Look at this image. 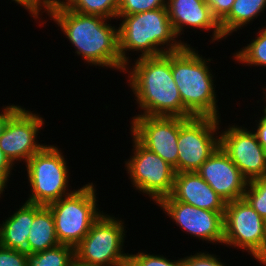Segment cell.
Segmentation results:
<instances>
[{
    "label": "cell",
    "instance_id": "26",
    "mask_svg": "<svg viewBox=\"0 0 266 266\" xmlns=\"http://www.w3.org/2000/svg\"><path fill=\"white\" fill-rule=\"evenodd\" d=\"M163 7H166V0H120L116 22L124 15H133Z\"/></svg>",
    "mask_w": 266,
    "mask_h": 266
},
{
    "label": "cell",
    "instance_id": "8",
    "mask_svg": "<svg viewBox=\"0 0 266 266\" xmlns=\"http://www.w3.org/2000/svg\"><path fill=\"white\" fill-rule=\"evenodd\" d=\"M223 223V246L242 249L265 266L266 220L242 198L226 203Z\"/></svg>",
    "mask_w": 266,
    "mask_h": 266
},
{
    "label": "cell",
    "instance_id": "31",
    "mask_svg": "<svg viewBox=\"0 0 266 266\" xmlns=\"http://www.w3.org/2000/svg\"><path fill=\"white\" fill-rule=\"evenodd\" d=\"M263 97H262V102L264 101V108L262 109V114L261 112L259 113L261 117H259L257 120H255L254 123H256L255 128H252L253 131L255 132L258 142L265 148L266 150V92H262ZM265 96V97H264ZM264 99V100H263ZM255 129V130H254Z\"/></svg>",
    "mask_w": 266,
    "mask_h": 266
},
{
    "label": "cell",
    "instance_id": "28",
    "mask_svg": "<svg viewBox=\"0 0 266 266\" xmlns=\"http://www.w3.org/2000/svg\"><path fill=\"white\" fill-rule=\"evenodd\" d=\"M218 255L207 251H198L194 255L183 257V266H227L217 258Z\"/></svg>",
    "mask_w": 266,
    "mask_h": 266
},
{
    "label": "cell",
    "instance_id": "17",
    "mask_svg": "<svg viewBox=\"0 0 266 266\" xmlns=\"http://www.w3.org/2000/svg\"><path fill=\"white\" fill-rule=\"evenodd\" d=\"M170 196L197 208L225 211L226 202L197 172L176 173Z\"/></svg>",
    "mask_w": 266,
    "mask_h": 266
},
{
    "label": "cell",
    "instance_id": "32",
    "mask_svg": "<svg viewBox=\"0 0 266 266\" xmlns=\"http://www.w3.org/2000/svg\"><path fill=\"white\" fill-rule=\"evenodd\" d=\"M0 109V136L3 133L9 119L22 107L21 105L7 104Z\"/></svg>",
    "mask_w": 266,
    "mask_h": 266
},
{
    "label": "cell",
    "instance_id": "25",
    "mask_svg": "<svg viewBox=\"0 0 266 266\" xmlns=\"http://www.w3.org/2000/svg\"><path fill=\"white\" fill-rule=\"evenodd\" d=\"M127 266H183V258L171 260L163 254H147L139 250L136 254L129 253Z\"/></svg>",
    "mask_w": 266,
    "mask_h": 266
},
{
    "label": "cell",
    "instance_id": "29",
    "mask_svg": "<svg viewBox=\"0 0 266 266\" xmlns=\"http://www.w3.org/2000/svg\"><path fill=\"white\" fill-rule=\"evenodd\" d=\"M0 266H28V254L0 245Z\"/></svg>",
    "mask_w": 266,
    "mask_h": 266
},
{
    "label": "cell",
    "instance_id": "10",
    "mask_svg": "<svg viewBox=\"0 0 266 266\" xmlns=\"http://www.w3.org/2000/svg\"><path fill=\"white\" fill-rule=\"evenodd\" d=\"M221 122L213 117H190L180 126L177 173L196 172L213 154L220 144Z\"/></svg>",
    "mask_w": 266,
    "mask_h": 266
},
{
    "label": "cell",
    "instance_id": "24",
    "mask_svg": "<svg viewBox=\"0 0 266 266\" xmlns=\"http://www.w3.org/2000/svg\"><path fill=\"white\" fill-rule=\"evenodd\" d=\"M243 198L266 220V176L248 182Z\"/></svg>",
    "mask_w": 266,
    "mask_h": 266
},
{
    "label": "cell",
    "instance_id": "35",
    "mask_svg": "<svg viewBox=\"0 0 266 266\" xmlns=\"http://www.w3.org/2000/svg\"><path fill=\"white\" fill-rule=\"evenodd\" d=\"M69 266H92V265L85 264L83 262H80L77 258H74Z\"/></svg>",
    "mask_w": 266,
    "mask_h": 266
},
{
    "label": "cell",
    "instance_id": "11",
    "mask_svg": "<svg viewBox=\"0 0 266 266\" xmlns=\"http://www.w3.org/2000/svg\"><path fill=\"white\" fill-rule=\"evenodd\" d=\"M188 118L167 116H133L130 135L141 145L160 156L177 173L180 126Z\"/></svg>",
    "mask_w": 266,
    "mask_h": 266
},
{
    "label": "cell",
    "instance_id": "12",
    "mask_svg": "<svg viewBox=\"0 0 266 266\" xmlns=\"http://www.w3.org/2000/svg\"><path fill=\"white\" fill-rule=\"evenodd\" d=\"M44 125L42 115L23 106L9 119L0 136V148L15 166L22 161L26 164L46 145L38 140Z\"/></svg>",
    "mask_w": 266,
    "mask_h": 266
},
{
    "label": "cell",
    "instance_id": "22",
    "mask_svg": "<svg viewBox=\"0 0 266 266\" xmlns=\"http://www.w3.org/2000/svg\"><path fill=\"white\" fill-rule=\"evenodd\" d=\"M68 9L86 15L117 19L120 0H60Z\"/></svg>",
    "mask_w": 266,
    "mask_h": 266
},
{
    "label": "cell",
    "instance_id": "6",
    "mask_svg": "<svg viewBox=\"0 0 266 266\" xmlns=\"http://www.w3.org/2000/svg\"><path fill=\"white\" fill-rule=\"evenodd\" d=\"M96 191V184L88 182L72 194L47 205L52 212L60 244L75 248L103 213L98 207Z\"/></svg>",
    "mask_w": 266,
    "mask_h": 266
},
{
    "label": "cell",
    "instance_id": "33",
    "mask_svg": "<svg viewBox=\"0 0 266 266\" xmlns=\"http://www.w3.org/2000/svg\"><path fill=\"white\" fill-rule=\"evenodd\" d=\"M16 167L9 159L8 157L4 154L2 149L0 148V173L8 180L10 181L9 178H11L13 175L12 170L16 169Z\"/></svg>",
    "mask_w": 266,
    "mask_h": 266
},
{
    "label": "cell",
    "instance_id": "13",
    "mask_svg": "<svg viewBox=\"0 0 266 266\" xmlns=\"http://www.w3.org/2000/svg\"><path fill=\"white\" fill-rule=\"evenodd\" d=\"M244 126L229 123L220 132L219 146L250 182L266 176V150L258 142L253 129Z\"/></svg>",
    "mask_w": 266,
    "mask_h": 266
},
{
    "label": "cell",
    "instance_id": "7",
    "mask_svg": "<svg viewBox=\"0 0 266 266\" xmlns=\"http://www.w3.org/2000/svg\"><path fill=\"white\" fill-rule=\"evenodd\" d=\"M125 225L123 219L103 212L75 247V258L92 266H127Z\"/></svg>",
    "mask_w": 266,
    "mask_h": 266
},
{
    "label": "cell",
    "instance_id": "19",
    "mask_svg": "<svg viewBox=\"0 0 266 266\" xmlns=\"http://www.w3.org/2000/svg\"><path fill=\"white\" fill-rule=\"evenodd\" d=\"M59 244L54 219L49 207L34 204V218L28 237L27 254L32 255L45 251Z\"/></svg>",
    "mask_w": 266,
    "mask_h": 266
},
{
    "label": "cell",
    "instance_id": "9",
    "mask_svg": "<svg viewBox=\"0 0 266 266\" xmlns=\"http://www.w3.org/2000/svg\"><path fill=\"white\" fill-rule=\"evenodd\" d=\"M132 154L125 159V170L138 193L148 196L154 205L170 196L173 190L175 170L160 156L141 145L132 135Z\"/></svg>",
    "mask_w": 266,
    "mask_h": 266
},
{
    "label": "cell",
    "instance_id": "27",
    "mask_svg": "<svg viewBox=\"0 0 266 266\" xmlns=\"http://www.w3.org/2000/svg\"><path fill=\"white\" fill-rule=\"evenodd\" d=\"M17 5L20 4L26 11L30 14L32 19H35V21L39 20L38 23L39 27L46 25L48 20H44V17L41 16L45 13V15L48 12V9L50 8L53 0H12ZM43 13V14H42ZM41 20V21H40ZM44 20V21H43Z\"/></svg>",
    "mask_w": 266,
    "mask_h": 266
},
{
    "label": "cell",
    "instance_id": "3",
    "mask_svg": "<svg viewBox=\"0 0 266 266\" xmlns=\"http://www.w3.org/2000/svg\"><path fill=\"white\" fill-rule=\"evenodd\" d=\"M200 55L191 45L171 52V71L184 105V118L221 119L214 84L217 79L209 67L213 58Z\"/></svg>",
    "mask_w": 266,
    "mask_h": 266
},
{
    "label": "cell",
    "instance_id": "15",
    "mask_svg": "<svg viewBox=\"0 0 266 266\" xmlns=\"http://www.w3.org/2000/svg\"><path fill=\"white\" fill-rule=\"evenodd\" d=\"M196 172L226 203L244 197L248 181L220 146Z\"/></svg>",
    "mask_w": 266,
    "mask_h": 266
},
{
    "label": "cell",
    "instance_id": "14",
    "mask_svg": "<svg viewBox=\"0 0 266 266\" xmlns=\"http://www.w3.org/2000/svg\"><path fill=\"white\" fill-rule=\"evenodd\" d=\"M172 222L190 237L200 241L223 245L225 211H210L176 201L171 196L163 198L158 204Z\"/></svg>",
    "mask_w": 266,
    "mask_h": 266
},
{
    "label": "cell",
    "instance_id": "21",
    "mask_svg": "<svg viewBox=\"0 0 266 266\" xmlns=\"http://www.w3.org/2000/svg\"><path fill=\"white\" fill-rule=\"evenodd\" d=\"M264 26L255 32L256 36H253L249 44L232 53L234 61L239 65L266 67V25Z\"/></svg>",
    "mask_w": 266,
    "mask_h": 266
},
{
    "label": "cell",
    "instance_id": "30",
    "mask_svg": "<svg viewBox=\"0 0 266 266\" xmlns=\"http://www.w3.org/2000/svg\"><path fill=\"white\" fill-rule=\"evenodd\" d=\"M235 0H205L213 17L220 23L231 11Z\"/></svg>",
    "mask_w": 266,
    "mask_h": 266
},
{
    "label": "cell",
    "instance_id": "16",
    "mask_svg": "<svg viewBox=\"0 0 266 266\" xmlns=\"http://www.w3.org/2000/svg\"><path fill=\"white\" fill-rule=\"evenodd\" d=\"M166 8L177 37L185 45L191 44L187 41L185 43L181 35H185V29H190V27L195 32H197L196 28L200 31H212L210 43L225 39L218 21L213 17L205 0H166Z\"/></svg>",
    "mask_w": 266,
    "mask_h": 266
},
{
    "label": "cell",
    "instance_id": "23",
    "mask_svg": "<svg viewBox=\"0 0 266 266\" xmlns=\"http://www.w3.org/2000/svg\"><path fill=\"white\" fill-rule=\"evenodd\" d=\"M74 258V247L59 244L45 251L28 255V266H69Z\"/></svg>",
    "mask_w": 266,
    "mask_h": 266
},
{
    "label": "cell",
    "instance_id": "2",
    "mask_svg": "<svg viewBox=\"0 0 266 266\" xmlns=\"http://www.w3.org/2000/svg\"><path fill=\"white\" fill-rule=\"evenodd\" d=\"M133 60L124 74L140 109L135 116L184 118V105L171 71V52Z\"/></svg>",
    "mask_w": 266,
    "mask_h": 266
},
{
    "label": "cell",
    "instance_id": "4",
    "mask_svg": "<svg viewBox=\"0 0 266 266\" xmlns=\"http://www.w3.org/2000/svg\"><path fill=\"white\" fill-rule=\"evenodd\" d=\"M119 20V54L123 73L125 67L132 63L131 56H128L130 51L138 54L136 58H142L178 51L185 46L178 40L166 7L124 15Z\"/></svg>",
    "mask_w": 266,
    "mask_h": 266
},
{
    "label": "cell",
    "instance_id": "18",
    "mask_svg": "<svg viewBox=\"0 0 266 266\" xmlns=\"http://www.w3.org/2000/svg\"><path fill=\"white\" fill-rule=\"evenodd\" d=\"M7 219L0 224V245L27 253L28 237L34 218V204L21 203Z\"/></svg>",
    "mask_w": 266,
    "mask_h": 266
},
{
    "label": "cell",
    "instance_id": "5",
    "mask_svg": "<svg viewBox=\"0 0 266 266\" xmlns=\"http://www.w3.org/2000/svg\"><path fill=\"white\" fill-rule=\"evenodd\" d=\"M63 153L59 146L46 144L26 162V180L30 193L25 202L47 206L76 190L69 189L71 173L65 158L67 156Z\"/></svg>",
    "mask_w": 266,
    "mask_h": 266
},
{
    "label": "cell",
    "instance_id": "34",
    "mask_svg": "<svg viewBox=\"0 0 266 266\" xmlns=\"http://www.w3.org/2000/svg\"><path fill=\"white\" fill-rule=\"evenodd\" d=\"M9 181L0 173V198L2 199L3 193H5L4 189H7Z\"/></svg>",
    "mask_w": 266,
    "mask_h": 266
},
{
    "label": "cell",
    "instance_id": "20",
    "mask_svg": "<svg viewBox=\"0 0 266 266\" xmlns=\"http://www.w3.org/2000/svg\"><path fill=\"white\" fill-rule=\"evenodd\" d=\"M266 10V0H235L229 14L219 23L224 38L245 28ZM252 21V22H251Z\"/></svg>",
    "mask_w": 266,
    "mask_h": 266
},
{
    "label": "cell",
    "instance_id": "1",
    "mask_svg": "<svg viewBox=\"0 0 266 266\" xmlns=\"http://www.w3.org/2000/svg\"><path fill=\"white\" fill-rule=\"evenodd\" d=\"M47 15L68 38L67 41L75 48V55L81 56L84 63L122 72L118 26L111 24V19L77 13L60 0H53Z\"/></svg>",
    "mask_w": 266,
    "mask_h": 266
}]
</instances>
